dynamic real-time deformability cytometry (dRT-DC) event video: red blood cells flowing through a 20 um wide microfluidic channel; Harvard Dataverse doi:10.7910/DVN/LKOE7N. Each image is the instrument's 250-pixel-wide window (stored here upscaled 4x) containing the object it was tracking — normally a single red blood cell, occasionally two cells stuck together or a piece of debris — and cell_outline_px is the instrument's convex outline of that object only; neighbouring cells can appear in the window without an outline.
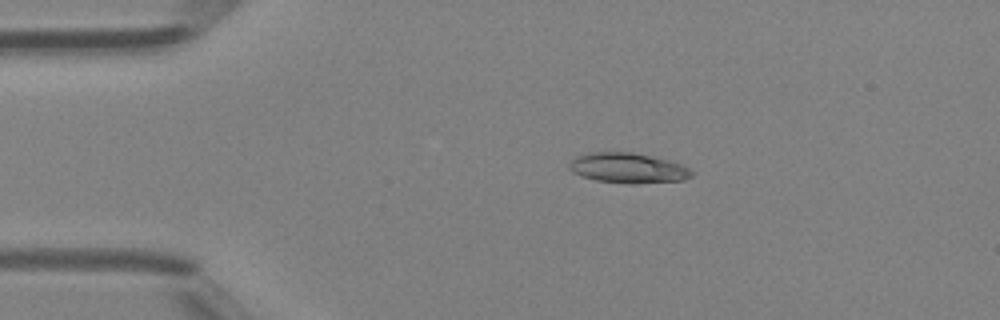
{"species": "Egyptian fruit bat (a non-hibernating species)", "species_latin": "Rousettus aegyptiacus", "temperature_condition": "room temperature", "stored_images_in_passage": 39, "camera_frame_rate_fps": 3000, "um_per_image_px": 0.085, "animal": {"sex": "female"}, "frame": {"image": 1, "passage_image": 1, "time_ms": 0.0, "image_size_px": [1000, 320], "cell_outline_px": [[692, 176], [684, 180], [596, 180], [572, 172], [568, 168], [568, 164], [576, 156], [592, 152], [632, 152], [668, 160], [680, 164], [688, 168], [692, 172]], "centroid_in_image_um": [53.31, 14.21], "position_along_channel_um": 31.7, "area_um2": 20.06}}
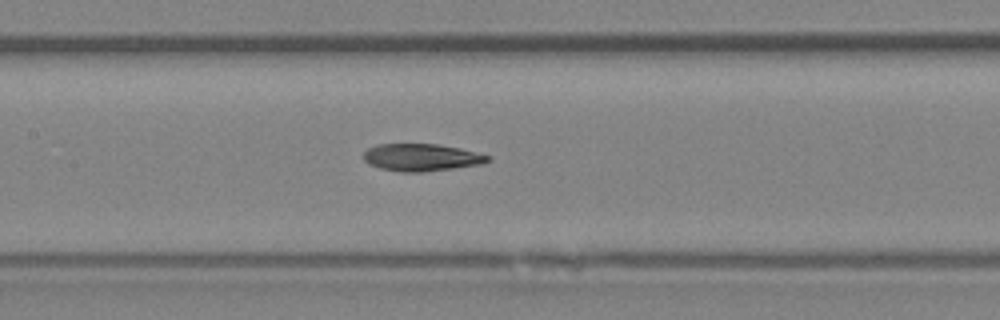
{"frame": {"image": 2, "passage_image": 14, "time_ms": 4.333, "image_size_px": [1000, 320], "cell_outline_px": [[492, 160], [484, 164], [424, 172], [400, 172], [380, 168], [368, 164], [364, 160], [364, 152], [368, 148], [376, 144], [436, 144], [460, 148], [492, 156]], "centroid_in_image_um": [35.85, 13.38], "position_along_channel_um": 171.5, "area_um2": 20.0}}
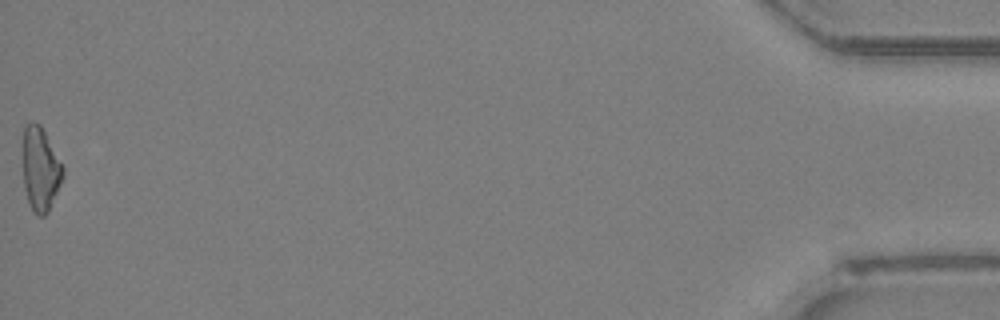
{"frame": {"image": 3, "passage_image": 39, "time_ms": 12.667, "image_size_px": [1000, 320], "cell_outline_px": [[64, 176], [48, 212], [44, 216], [36, 216], [32, 212], [28, 204], [24, 188], [24, 124], [32, 120], [40, 124], [64, 168]], "centroid_in_image_um": [3.43, 14.41], "position_along_channel_um": 431.8, "area_um2": 19.54}, "authors_computed_cell_mechanics": {"area_um2": 19.7676, "velocity_mm_per_s": 4.3566, "shape_relaxation_time_tau1_ms": null, "shape_relaxation_time_tau2_ms": 3.2391, "deformation_change_tau1": null, "deformation_change_tau2": 0.1191}}